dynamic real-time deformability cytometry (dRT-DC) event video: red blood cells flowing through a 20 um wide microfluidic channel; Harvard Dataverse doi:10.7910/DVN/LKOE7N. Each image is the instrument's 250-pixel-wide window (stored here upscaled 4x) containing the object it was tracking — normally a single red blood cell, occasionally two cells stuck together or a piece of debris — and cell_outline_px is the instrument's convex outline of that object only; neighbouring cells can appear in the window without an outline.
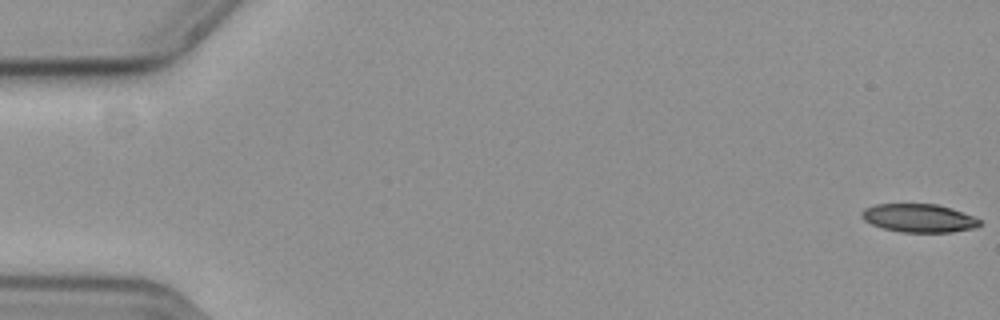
{"species": "common noctule bat (a hibernating species)", "species_latin": "Nyctalus noctula", "temperature_condition": "cold", "stored_images_in_passage": 3, "camera_frame_rate_fps": 3000, "um_per_image_px": 0.085, "animal": {"sex": "female", "body_mass_g": 19.3, "forearm_length_mm": 54.1}, "frame": {"image": 1, "passage_image": 1, "time_ms": 0.0, "image_size_px": [1000, 320], "cell_outline_px": [[980, 224], [976, 228], [952, 232], [900, 232], [884, 228], [872, 224], [864, 220], [860, 216], [860, 212], [864, 208], [876, 204], [936, 204], [972, 216], [980, 220]], "centroid_in_image_um": [78.06, 18.54], "position_along_channel_um": 6.9, "area_um2": 19.31}}